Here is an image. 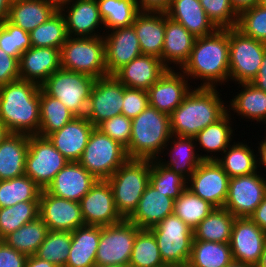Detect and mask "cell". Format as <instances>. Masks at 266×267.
Wrapping results in <instances>:
<instances>
[{
  "label": "cell",
  "instance_id": "cell-27",
  "mask_svg": "<svg viewBox=\"0 0 266 267\" xmlns=\"http://www.w3.org/2000/svg\"><path fill=\"white\" fill-rule=\"evenodd\" d=\"M196 37L183 25L169 18L165 13V36L162 50V62L168 70H179L187 63ZM169 65V66H168Z\"/></svg>",
  "mask_w": 266,
  "mask_h": 267
},
{
  "label": "cell",
  "instance_id": "cell-59",
  "mask_svg": "<svg viewBox=\"0 0 266 267\" xmlns=\"http://www.w3.org/2000/svg\"><path fill=\"white\" fill-rule=\"evenodd\" d=\"M25 267H59L51 262L38 258L36 255L28 256L25 262Z\"/></svg>",
  "mask_w": 266,
  "mask_h": 267
},
{
  "label": "cell",
  "instance_id": "cell-9",
  "mask_svg": "<svg viewBox=\"0 0 266 267\" xmlns=\"http://www.w3.org/2000/svg\"><path fill=\"white\" fill-rule=\"evenodd\" d=\"M153 232L163 262L174 267H185L188 264L192 243L193 229L175 214L165 217Z\"/></svg>",
  "mask_w": 266,
  "mask_h": 267
},
{
  "label": "cell",
  "instance_id": "cell-50",
  "mask_svg": "<svg viewBox=\"0 0 266 267\" xmlns=\"http://www.w3.org/2000/svg\"><path fill=\"white\" fill-rule=\"evenodd\" d=\"M236 29L247 37L266 43V7L258 4L240 12Z\"/></svg>",
  "mask_w": 266,
  "mask_h": 267
},
{
  "label": "cell",
  "instance_id": "cell-42",
  "mask_svg": "<svg viewBox=\"0 0 266 267\" xmlns=\"http://www.w3.org/2000/svg\"><path fill=\"white\" fill-rule=\"evenodd\" d=\"M42 189L27 175L0 181V208L19 202L39 201Z\"/></svg>",
  "mask_w": 266,
  "mask_h": 267
},
{
  "label": "cell",
  "instance_id": "cell-60",
  "mask_svg": "<svg viewBox=\"0 0 266 267\" xmlns=\"http://www.w3.org/2000/svg\"><path fill=\"white\" fill-rule=\"evenodd\" d=\"M234 10L239 14L243 10L258 5L260 0H230Z\"/></svg>",
  "mask_w": 266,
  "mask_h": 267
},
{
  "label": "cell",
  "instance_id": "cell-52",
  "mask_svg": "<svg viewBox=\"0 0 266 267\" xmlns=\"http://www.w3.org/2000/svg\"><path fill=\"white\" fill-rule=\"evenodd\" d=\"M98 128L102 133L127 148L130 143L132 121L123 114L116 115L100 123Z\"/></svg>",
  "mask_w": 266,
  "mask_h": 267
},
{
  "label": "cell",
  "instance_id": "cell-8",
  "mask_svg": "<svg viewBox=\"0 0 266 267\" xmlns=\"http://www.w3.org/2000/svg\"><path fill=\"white\" fill-rule=\"evenodd\" d=\"M128 159L124 146L95 127L78 162L97 180H107Z\"/></svg>",
  "mask_w": 266,
  "mask_h": 267
},
{
  "label": "cell",
  "instance_id": "cell-1",
  "mask_svg": "<svg viewBox=\"0 0 266 267\" xmlns=\"http://www.w3.org/2000/svg\"><path fill=\"white\" fill-rule=\"evenodd\" d=\"M181 72L188 80L201 79L203 84L197 87L225 85L229 81V29H216L212 34L196 38Z\"/></svg>",
  "mask_w": 266,
  "mask_h": 267
},
{
  "label": "cell",
  "instance_id": "cell-14",
  "mask_svg": "<svg viewBox=\"0 0 266 267\" xmlns=\"http://www.w3.org/2000/svg\"><path fill=\"white\" fill-rule=\"evenodd\" d=\"M229 180L230 177L216 160H203L187 180V189L215 208H223Z\"/></svg>",
  "mask_w": 266,
  "mask_h": 267
},
{
  "label": "cell",
  "instance_id": "cell-31",
  "mask_svg": "<svg viewBox=\"0 0 266 267\" xmlns=\"http://www.w3.org/2000/svg\"><path fill=\"white\" fill-rule=\"evenodd\" d=\"M29 135L10 133L0 143V181L25 175Z\"/></svg>",
  "mask_w": 266,
  "mask_h": 267
},
{
  "label": "cell",
  "instance_id": "cell-11",
  "mask_svg": "<svg viewBox=\"0 0 266 267\" xmlns=\"http://www.w3.org/2000/svg\"><path fill=\"white\" fill-rule=\"evenodd\" d=\"M69 161L54 147L47 137L29 135L25 175L42 190Z\"/></svg>",
  "mask_w": 266,
  "mask_h": 267
},
{
  "label": "cell",
  "instance_id": "cell-32",
  "mask_svg": "<svg viewBox=\"0 0 266 267\" xmlns=\"http://www.w3.org/2000/svg\"><path fill=\"white\" fill-rule=\"evenodd\" d=\"M101 235V226L83 225L71 232V247L65 267H92Z\"/></svg>",
  "mask_w": 266,
  "mask_h": 267
},
{
  "label": "cell",
  "instance_id": "cell-3",
  "mask_svg": "<svg viewBox=\"0 0 266 267\" xmlns=\"http://www.w3.org/2000/svg\"><path fill=\"white\" fill-rule=\"evenodd\" d=\"M227 107L216 88L194 87L169 115L171 133L194 137L221 119L228 112Z\"/></svg>",
  "mask_w": 266,
  "mask_h": 267
},
{
  "label": "cell",
  "instance_id": "cell-46",
  "mask_svg": "<svg viewBox=\"0 0 266 267\" xmlns=\"http://www.w3.org/2000/svg\"><path fill=\"white\" fill-rule=\"evenodd\" d=\"M214 208L186 188L175 200L174 214L194 229Z\"/></svg>",
  "mask_w": 266,
  "mask_h": 267
},
{
  "label": "cell",
  "instance_id": "cell-67",
  "mask_svg": "<svg viewBox=\"0 0 266 267\" xmlns=\"http://www.w3.org/2000/svg\"><path fill=\"white\" fill-rule=\"evenodd\" d=\"M92 267H130L129 265H98L95 264Z\"/></svg>",
  "mask_w": 266,
  "mask_h": 267
},
{
  "label": "cell",
  "instance_id": "cell-66",
  "mask_svg": "<svg viewBox=\"0 0 266 267\" xmlns=\"http://www.w3.org/2000/svg\"><path fill=\"white\" fill-rule=\"evenodd\" d=\"M48 1L54 3L59 8L62 4L69 2L70 0H48Z\"/></svg>",
  "mask_w": 266,
  "mask_h": 267
},
{
  "label": "cell",
  "instance_id": "cell-43",
  "mask_svg": "<svg viewBox=\"0 0 266 267\" xmlns=\"http://www.w3.org/2000/svg\"><path fill=\"white\" fill-rule=\"evenodd\" d=\"M32 47H50L60 49L68 38L66 21L57 10L46 22L29 32Z\"/></svg>",
  "mask_w": 266,
  "mask_h": 267
},
{
  "label": "cell",
  "instance_id": "cell-58",
  "mask_svg": "<svg viewBox=\"0 0 266 267\" xmlns=\"http://www.w3.org/2000/svg\"><path fill=\"white\" fill-rule=\"evenodd\" d=\"M258 89L266 92V52L263 56L258 75L251 81Z\"/></svg>",
  "mask_w": 266,
  "mask_h": 267
},
{
  "label": "cell",
  "instance_id": "cell-18",
  "mask_svg": "<svg viewBox=\"0 0 266 267\" xmlns=\"http://www.w3.org/2000/svg\"><path fill=\"white\" fill-rule=\"evenodd\" d=\"M39 217L50 231H70L85 225L77 201L56 197L45 189L39 197Z\"/></svg>",
  "mask_w": 266,
  "mask_h": 267
},
{
  "label": "cell",
  "instance_id": "cell-5",
  "mask_svg": "<svg viewBox=\"0 0 266 267\" xmlns=\"http://www.w3.org/2000/svg\"><path fill=\"white\" fill-rule=\"evenodd\" d=\"M107 181L118 213L128 219L150 182V159H128Z\"/></svg>",
  "mask_w": 266,
  "mask_h": 267
},
{
  "label": "cell",
  "instance_id": "cell-10",
  "mask_svg": "<svg viewBox=\"0 0 266 267\" xmlns=\"http://www.w3.org/2000/svg\"><path fill=\"white\" fill-rule=\"evenodd\" d=\"M266 52V43L229 29V81L251 82L257 75Z\"/></svg>",
  "mask_w": 266,
  "mask_h": 267
},
{
  "label": "cell",
  "instance_id": "cell-56",
  "mask_svg": "<svg viewBox=\"0 0 266 267\" xmlns=\"http://www.w3.org/2000/svg\"><path fill=\"white\" fill-rule=\"evenodd\" d=\"M172 0H136L139 11L165 12Z\"/></svg>",
  "mask_w": 266,
  "mask_h": 267
},
{
  "label": "cell",
  "instance_id": "cell-49",
  "mask_svg": "<svg viewBox=\"0 0 266 267\" xmlns=\"http://www.w3.org/2000/svg\"><path fill=\"white\" fill-rule=\"evenodd\" d=\"M31 40L28 32L14 25L8 20L0 24V48L18 61L21 54L31 48Z\"/></svg>",
  "mask_w": 266,
  "mask_h": 267
},
{
  "label": "cell",
  "instance_id": "cell-2",
  "mask_svg": "<svg viewBox=\"0 0 266 267\" xmlns=\"http://www.w3.org/2000/svg\"><path fill=\"white\" fill-rule=\"evenodd\" d=\"M40 89L21 79L0 86V120L10 133L38 135Z\"/></svg>",
  "mask_w": 266,
  "mask_h": 267
},
{
  "label": "cell",
  "instance_id": "cell-13",
  "mask_svg": "<svg viewBox=\"0 0 266 267\" xmlns=\"http://www.w3.org/2000/svg\"><path fill=\"white\" fill-rule=\"evenodd\" d=\"M258 173L230 178L223 208L234 217H249L266 197V178Z\"/></svg>",
  "mask_w": 266,
  "mask_h": 267
},
{
  "label": "cell",
  "instance_id": "cell-45",
  "mask_svg": "<svg viewBox=\"0 0 266 267\" xmlns=\"http://www.w3.org/2000/svg\"><path fill=\"white\" fill-rule=\"evenodd\" d=\"M38 217L39 201H24L0 208V240Z\"/></svg>",
  "mask_w": 266,
  "mask_h": 267
},
{
  "label": "cell",
  "instance_id": "cell-21",
  "mask_svg": "<svg viewBox=\"0 0 266 267\" xmlns=\"http://www.w3.org/2000/svg\"><path fill=\"white\" fill-rule=\"evenodd\" d=\"M175 71L167 70L147 90L149 105L168 115L182 103L192 88L185 74Z\"/></svg>",
  "mask_w": 266,
  "mask_h": 267
},
{
  "label": "cell",
  "instance_id": "cell-35",
  "mask_svg": "<svg viewBox=\"0 0 266 267\" xmlns=\"http://www.w3.org/2000/svg\"><path fill=\"white\" fill-rule=\"evenodd\" d=\"M237 84L241 85L242 91L229 101L227 109H233L236 115L242 118L266 124V92L251 82Z\"/></svg>",
  "mask_w": 266,
  "mask_h": 267
},
{
  "label": "cell",
  "instance_id": "cell-22",
  "mask_svg": "<svg viewBox=\"0 0 266 267\" xmlns=\"http://www.w3.org/2000/svg\"><path fill=\"white\" fill-rule=\"evenodd\" d=\"M97 179L79 162H68L45 189L48 193L79 202L96 183Z\"/></svg>",
  "mask_w": 266,
  "mask_h": 267
},
{
  "label": "cell",
  "instance_id": "cell-28",
  "mask_svg": "<svg viewBox=\"0 0 266 267\" xmlns=\"http://www.w3.org/2000/svg\"><path fill=\"white\" fill-rule=\"evenodd\" d=\"M142 54L162 60L165 36V12L140 11L132 24Z\"/></svg>",
  "mask_w": 266,
  "mask_h": 267
},
{
  "label": "cell",
  "instance_id": "cell-40",
  "mask_svg": "<svg viewBox=\"0 0 266 267\" xmlns=\"http://www.w3.org/2000/svg\"><path fill=\"white\" fill-rule=\"evenodd\" d=\"M76 116L57 98L40 89V127L38 136L47 137Z\"/></svg>",
  "mask_w": 266,
  "mask_h": 267
},
{
  "label": "cell",
  "instance_id": "cell-33",
  "mask_svg": "<svg viewBox=\"0 0 266 267\" xmlns=\"http://www.w3.org/2000/svg\"><path fill=\"white\" fill-rule=\"evenodd\" d=\"M57 10L59 8L48 0H18L10 6L8 21L29 33Z\"/></svg>",
  "mask_w": 266,
  "mask_h": 267
},
{
  "label": "cell",
  "instance_id": "cell-39",
  "mask_svg": "<svg viewBox=\"0 0 266 267\" xmlns=\"http://www.w3.org/2000/svg\"><path fill=\"white\" fill-rule=\"evenodd\" d=\"M48 226L38 217L26 223L2 240L10 247L27 256L35 255L48 234Z\"/></svg>",
  "mask_w": 266,
  "mask_h": 267
},
{
  "label": "cell",
  "instance_id": "cell-65",
  "mask_svg": "<svg viewBox=\"0 0 266 267\" xmlns=\"http://www.w3.org/2000/svg\"><path fill=\"white\" fill-rule=\"evenodd\" d=\"M226 267H253L247 264H244L242 262H238V261H232L228 266Z\"/></svg>",
  "mask_w": 266,
  "mask_h": 267
},
{
  "label": "cell",
  "instance_id": "cell-63",
  "mask_svg": "<svg viewBox=\"0 0 266 267\" xmlns=\"http://www.w3.org/2000/svg\"><path fill=\"white\" fill-rule=\"evenodd\" d=\"M10 132L4 123L0 120V143L9 135Z\"/></svg>",
  "mask_w": 266,
  "mask_h": 267
},
{
  "label": "cell",
  "instance_id": "cell-48",
  "mask_svg": "<svg viewBox=\"0 0 266 267\" xmlns=\"http://www.w3.org/2000/svg\"><path fill=\"white\" fill-rule=\"evenodd\" d=\"M70 231H48L45 240L36 252L38 258L47 260L59 267H65L71 247Z\"/></svg>",
  "mask_w": 266,
  "mask_h": 267
},
{
  "label": "cell",
  "instance_id": "cell-61",
  "mask_svg": "<svg viewBox=\"0 0 266 267\" xmlns=\"http://www.w3.org/2000/svg\"><path fill=\"white\" fill-rule=\"evenodd\" d=\"M258 148V152L260 155H257V156H260L258 159H257V167H260V165H262V167H265L266 169V136L264 139H262V141L259 143V147Z\"/></svg>",
  "mask_w": 266,
  "mask_h": 267
},
{
  "label": "cell",
  "instance_id": "cell-62",
  "mask_svg": "<svg viewBox=\"0 0 266 267\" xmlns=\"http://www.w3.org/2000/svg\"><path fill=\"white\" fill-rule=\"evenodd\" d=\"M11 4L12 2L10 0H0V24L8 20Z\"/></svg>",
  "mask_w": 266,
  "mask_h": 267
},
{
  "label": "cell",
  "instance_id": "cell-55",
  "mask_svg": "<svg viewBox=\"0 0 266 267\" xmlns=\"http://www.w3.org/2000/svg\"><path fill=\"white\" fill-rule=\"evenodd\" d=\"M27 257L0 240V267H25Z\"/></svg>",
  "mask_w": 266,
  "mask_h": 267
},
{
  "label": "cell",
  "instance_id": "cell-16",
  "mask_svg": "<svg viewBox=\"0 0 266 267\" xmlns=\"http://www.w3.org/2000/svg\"><path fill=\"white\" fill-rule=\"evenodd\" d=\"M79 204L85 225L108 226L123 220L107 180H97Z\"/></svg>",
  "mask_w": 266,
  "mask_h": 267
},
{
  "label": "cell",
  "instance_id": "cell-44",
  "mask_svg": "<svg viewBox=\"0 0 266 267\" xmlns=\"http://www.w3.org/2000/svg\"><path fill=\"white\" fill-rule=\"evenodd\" d=\"M166 265L160 255L155 236L150 229H140L136 234L130 267H161Z\"/></svg>",
  "mask_w": 266,
  "mask_h": 267
},
{
  "label": "cell",
  "instance_id": "cell-20",
  "mask_svg": "<svg viewBox=\"0 0 266 267\" xmlns=\"http://www.w3.org/2000/svg\"><path fill=\"white\" fill-rule=\"evenodd\" d=\"M103 35L105 63L108 75L142 55L140 43L133 26L112 29ZM110 32V33H109Z\"/></svg>",
  "mask_w": 266,
  "mask_h": 267
},
{
  "label": "cell",
  "instance_id": "cell-7",
  "mask_svg": "<svg viewBox=\"0 0 266 267\" xmlns=\"http://www.w3.org/2000/svg\"><path fill=\"white\" fill-rule=\"evenodd\" d=\"M95 81L93 76L60 68L46 79L41 89L59 99L76 117H82L86 115Z\"/></svg>",
  "mask_w": 266,
  "mask_h": 267
},
{
  "label": "cell",
  "instance_id": "cell-29",
  "mask_svg": "<svg viewBox=\"0 0 266 267\" xmlns=\"http://www.w3.org/2000/svg\"><path fill=\"white\" fill-rule=\"evenodd\" d=\"M165 13L196 38L212 34L217 29L208 19L199 0H172Z\"/></svg>",
  "mask_w": 266,
  "mask_h": 267
},
{
  "label": "cell",
  "instance_id": "cell-64",
  "mask_svg": "<svg viewBox=\"0 0 266 267\" xmlns=\"http://www.w3.org/2000/svg\"><path fill=\"white\" fill-rule=\"evenodd\" d=\"M255 267H266V243L261 253L260 260Z\"/></svg>",
  "mask_w": 266,
  "mask_h": 267
},
{
  "label": "cell",
  "instance_id": "cell-69",
  "mask_svg": "<svg viewBox=\"0 0 266 267\" xmlns=\"http://www.w3.org/2000/svg\"><path fill=\"white\" fill-rule=\"evenodd\" d=\"M161 267H174V266H171V265H163V266H161Z\"/></svg>",
  "mask_w": 266,
  "mask_h": 267
},
{
  "label": "cell",
  "instance_id": "cell-54",
  "mask_svg": "<svg viewBox=\"0 0 266 267\" xmlns=\"http://www.w3.org/2000/svg\"><path fill=\"white\" fill-rule=\"evenodd\" d=\"M20 79L19 61L0 48V86Z\"/></svg>",
  "mask_w": 266,
  "mask_h": 267
},
{
  "label": "cell",
  "instance_id": "cell-12",
  "mask_svg": "<svg viewBox=\"0 0 266 267\" xmlns=\"http://www.w3.org/2000/svg\"><path fill=\"white\" fill-rule=\"evenodd\" d=\"M139 230L140 228L128 219L101 226L95 264L129 265L135 237Z\"/></svg>",
  "mask_w": 266,
  "mask_h": 267
},
{
  "label": "cell",
  "instance_id": "cell-37",
  "mask_svg": "<svg viewBox=\"0 0 266 267\" xmlns=\"http://www.w3.org/2000/svg\"><path fill=\"white\" fill-rule=\"evenodd\" d=\"M232 261L230 243L193 240L187 267H226Z\"/></svg>",
  "mask_w": 266,
  "mask_h": 267
},
{
  "label": "cell",
  "instance_id": "cell-68",
  "mask_svg": "<svg viewBox=\"0 0 266 267\" xmlns=\"http://www.w3.org/2000/svg\"><path fill=\"white\" fill-rule=\"evenodd\" d=\"M259 4L263 7H266V0H260Z\"/></svg>",
  "mask_w": 266,
  "mask_h": 267
},
{
  "label": "cell",
  "instance_id": "cell-47",
  "mask_svg": "<svg viewBox=\"0 0 266 267\" xmlns=\"http://www.w3.org/2000/svg\"><path fill=\"white\" fill-rule=\"evenodd\" d=\"M187 180L165 167L157 159L150 160V184L166 196L176 200L187 188Z\"/></svg>",
  "mask_w": 266,
  "mask_h": 267
},
{
  "label": "cell",
  "instance_id": "cell-26",
  "mask_svg": "<svg viewBox=\"0 0 266 267\" xmlns=\"http://www.w3.org/2000/svg\"><path fill=\"white\" fill-rule=\"evenodd\" d=\"M175 200L158 191L150 183L142 194L135 212L128 220L140 229H150L174 214Z\"/></svg>",
  "mask_w": 266,
  "mask_h": 267
},
{
  "label": "cell",
  "instance_id": "cell-34",
  "mask_svg": "<svg viewBox=\"0 0 266 267\" xmlns=\"http://www.w3.org/2000/svg\"><path fill=\"white\" fill-rule=\"evenodd\" d=\"M229 112L230 111H228L217 122L208 125L194 136V139L197 142V147L199 145L200 147H202L201 149H204V152L207 151V155H202V160H217L219 156H216L214 154L216 152L217 154L218 152L223 153L230 146L234 129H232V124H230L232 122V118L231 112ZM208 153H210L211 155H208Z\"/></svg>",
  "mask_w": 266,
  "mask_h": 267
},
{
  "label": "cell",
  "instance_id": "cell-36",
  "mask_svg": "<svg viewBox=\"0 0 266 267\" xmlns=\"http://www.w3.org/2000/svg\"><path fill=\"white\" fill-rule=\"evenodd\" d=\"M235 218L225 208H214L193 229V240L230 243Z\"/></svg>",
  "mask_w": 266,
  "mask_h": 267
},
{
  "label": "cell",
  "instance_id": "cell-53",
  "mask_svg": "<svg viewBox=\"0 0 266 267\" xmlns=\"http://www.w3.org/2000/svg\"><path fill=\"white\" fill-rule=\"evenodd\" d=\"M122 104L121 114L133 119L148 107V93L146 90L128 88L123 85Z\"/></svg>",
  "mask_w": 266,
  "mask_h": 267
},
{
  "label": "cell",
  "instance_id": "cell-17",
  "mask_svg": "<svg viewBox=\"0 0 266 267\" xmlns=\"http://www.w3.org/2000/svg\"><path fill=\"white\" fill-rule=\"evenodd\" d=\"M266 243V231L249 217L235 218L230 248L234 261L255 267Z\"/></svg>",
  "mask_w": 266,
  "mask_h": 267
},
{
  "label": "cell",
  "instance_id": "cell-38",
  "mask_svg": "<svg viewBox=\"0 0 266 267\" xmlns=\"http://www.w3.org/2000/svg\"><path fill=\"white\" fill-rule=\"evenodd\" d=\"M232 143V146L220 153L222 157L216 160L227 175L232 178L257 172V154L252 147L242 142Z\"/></svg>",
  "mask_w": 266,
  "mask_h": 267
},
{
  "label": "cell",
  "instance_id": "cell-23",
  "mask_svg": "<svg viewBox=\"0 0 266 267\" xmlns=\"http://www.w3.org/2000/svg\"><path fill=\"white\" fill-rule=\"evenodd\" d=\"M94 128L85 116L75 117L47 138L69 162H78Z\"/></svg>",
  "mask_w": 266,
  "mask_h": 267
},
{
  "label": "cell",
  "instance_id": "cell-25",
  "mask_svg": "<svg viewBox=\"0 0 266 267\" xmlns=\"http://www.w3.org/2000/svg\"><path fill=\"white\" fill-rule=\"evenodd\" d=\"M167 70L161 59L142 54L118 69L113 76L125 87L147 91Z\"/></svg>",
  "mask_w": 266,
  "mask_h": 267
},
{
  "label": "cell",
  "instance_id": "cell-30",
  "mask_svg": "<svg viewBox=\"0 0 266 267\" xmlns=\"http://www.w3.org/2000/svg\"><path fill=\"white\" fill-rule=\"evenodd\" d=\"M169 141L164 147L163 152L166 149L169 151L166 155L170 156V160L168 159V161H166V159H162V155L157 160H159L165 167L170 168L175 173L188 180L195 169L203 161L202 155L199 153L197 154L196 152L197 146L195 144V139L194 137H180L172 135ZM168 145L171 146L170 150L167 148ZM163 160H165V162Z\"/></svg>",
  "mask_w": 266,
  "mask_h": 267
},
{
  "label": "cell",
  "instance_id": "cell-41",
  "mask_svg": "<svg viewBox=\"0 0 266 267\" xmlns=\"http://www.w3.org/2000/svg\"><path fill=\"white\" fill-rule=\"evenodd\" d=\"M104 29L108 31L132 26L140 12L136 0H96ZM107 28V29H106Z\"/></svg>",
  "mask_w": 266,
  "mask_h": 267
},
{
  "label": "cell",
  "instance_id": "cell-24",
  "mask_svg": "<svg viewBox=\"0 0 266 267\" xmlns=\"http://www.w3.org/2000/svg\"><path fill=\"white\" fill-rule=\"evenodd\" d=\"M60 68V49L56 48L31 47L21 54L19 60L20 79L39 86Z\"/></svg>",
  "mask_w": 266,
  "mask_h": 267
},
{
  "label": "cell",
  "instance_id": "cell-19",
  "mask_svg": "<svg viewBox=\"0 0 266 267\" xmlns=\"http://www.w3.org/2000/svg\"><path fill=\"white\" fill-rule=\"evenodd\" d=\"M59 10L65 17L69 37H98L106 33L104 30L101 35L96 31L99 25L104 27L96 0H70L62 4Z\"/></svg>",
  "mask_w": 266,
  "mask_h": 267
},
{
  "label": "cell",
  "instance_id": "cell-57",
  "mask_svg": "<svg viewBox=\"0 0 266 267\" xmlns=\"http://www.w3.org/2000/svg\"><path fill=\"white\" fill-rule=\"evenodd\" d=\"M249 218L256 223L262 230L266 231V197L257 206Z\"/></svg>",
  "mask_w": 266,
  "mask_h": 267
},
{
  "label": "cell",
  "instance_id": "cell-15",
  "mask_svg": "<svg viewBox=\"0 0 266 267\" xmlns=\"http://www.w3.org/2000/svg\"><path fill=\"white\" fill-rule=\"evenodd\" d=\"M123 84L113 75L96 79L88 99L85 117L97 127L103 121L121 114Z\"/></svg>",
  "mask_w": 266,
  "mask_h": 267
},
{
  "label": "cell",
  "instance_id": "cell-4",
  "mask_svg": "<svg viewBox=\"0 0 266 267\" xmlns=\"http://www.w3.org/2000/svg\"><path fill=\"white\" fill-rule=\"evenodd\" d=\"M131 121V138L126 148L129 159H158L172 136L169 115L148 105Z\"/></svg>",
  "mask_w": 266,
  "mask_h": 267
},
{
  "label": "cell",
  "instance_id": "cell-6",
  "mask_svg": "<svg viewBox=\"0 0 266 267\" xmlns=\"http://www.w3.org/2000/svg\"><path fill=\"white\" fill-rule=\"evenodd\" d=\"M61 69L84 73L94 78L109 76L105 63L103 36L69 37L60 50Z\"/></svg>",
  "mask_w": 266,
  "mask_h": 267
},
{
  "label": "cell",
  "instance_id": "cell-51",
  "mask_svg": "<svg viewBox=\"0 0 266 267\" xmlns=\"http://www.w3.org/2000/svg\"><path fill=\"white\" fill-rule=\"evenodd\" d=\"M208 19L217 29L236 28L238 13L230 0H199Z\"/></svg>",
  "mask_w": 266,
  "mask_h": 267
}]
</instances>
